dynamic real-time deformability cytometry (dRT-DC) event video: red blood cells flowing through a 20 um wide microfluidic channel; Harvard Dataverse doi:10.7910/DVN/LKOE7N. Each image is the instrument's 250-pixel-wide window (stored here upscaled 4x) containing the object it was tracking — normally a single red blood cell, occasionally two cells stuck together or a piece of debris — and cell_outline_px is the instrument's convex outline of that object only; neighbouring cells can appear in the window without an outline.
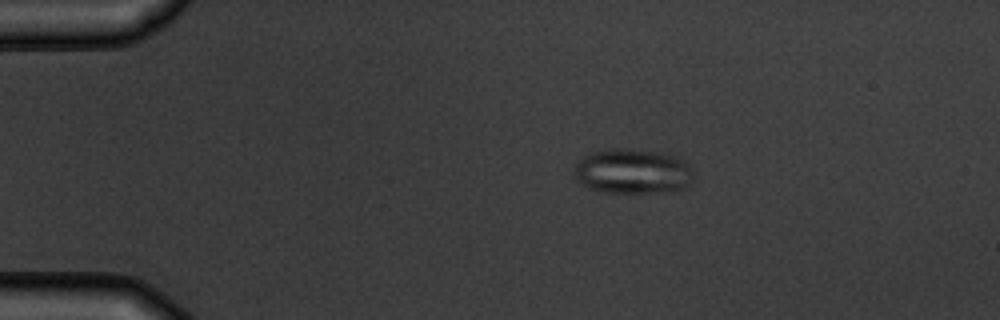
{"species": "common noctule bat (a hibernating species)", "species_latin": "Nyctalus noctula", "temperature_condition": "warm", "stored_images_in_passage": 7, "camera_frame_rate_fps": 3000, "um_per_image_px": 0.085, "animal": {"sex": "male", "body_mass_g": 19.5, "forearm_length_mm": 54.6}, "frame": {"image": 1, "passage_image": 4, "time_ms": 3.333, "image_size_px": [1000, 320], "cell_outline_px": [[696, 176], [688, 184], [676, 192], [604, 192], [592, 188], [584, 184], [572, 172], [572, 164], [584, 156], [596, 152], [612, 148], [624, 148], [660, 152], [676, 156], [684, 160], [692, 168]], "centroid_in_image_um": [53.82, 14.56], "position_along_channel_um": 31.2, "area_um2": 31.44}}